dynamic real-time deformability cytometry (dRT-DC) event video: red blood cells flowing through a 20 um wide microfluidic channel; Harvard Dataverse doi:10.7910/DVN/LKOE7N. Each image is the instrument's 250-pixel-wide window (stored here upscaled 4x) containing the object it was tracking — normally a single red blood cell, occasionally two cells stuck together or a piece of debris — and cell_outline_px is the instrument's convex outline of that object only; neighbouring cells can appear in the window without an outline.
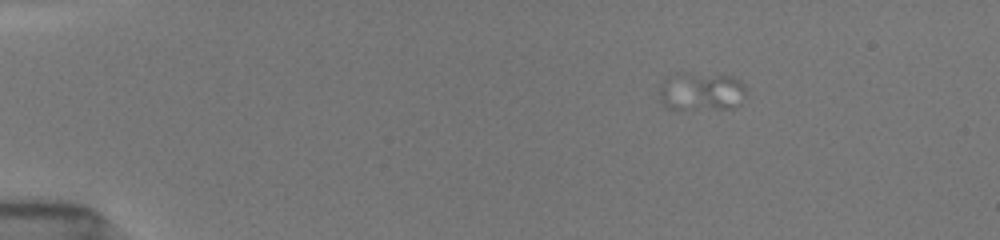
{"species": "common noctule bat (a hibernating species)", "species_latin": "Nyctalus noctula", "temperature_condition": "room temperature", "stored_images_in_passage": 13, "camera_frame_rate_fps": 3000, "um_per_image_px": 0.085, "animal": {"sex": "female", "body_mass_g": 19.5, "forearm_length_mm": 54.1}, "frame": {"image": 1, "passage_image": 1, "time_ms": 0.0, "image_size_px": [1000, 240], "cell_outline_px": [[744, 96], [740, 104], [736, 108], [716, 108], [708, 104], [684, 76], [684, 72], [688, 72], [732, 76], [740, 80], [744, 84]], "centroid_in_image_um": [61.01, 7.58], "position_along_channel_um": 24.0, "area_um2": 10.81}}
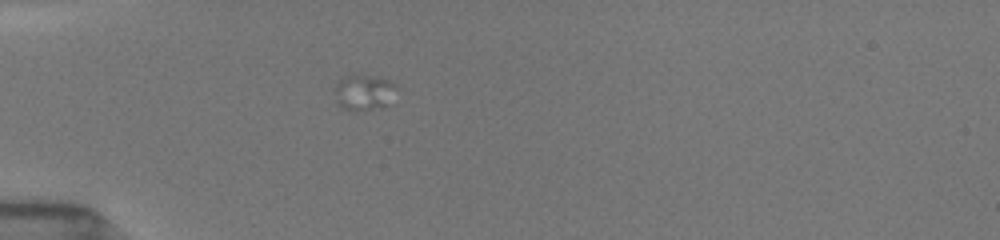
{"frame": {"image": 2, "passage_image": 10, "time_ms": 3.0, "image_size_px": [1000, 240], "cell_outline_px": [[396, 88], [388, 104], [372, 108], [352, 112], [336, 104], [336, 84], [344, 76], [352, 72], [380, 76], [396, 84]], "centroid_in_image_um": [30.9, 7.79], "position_along_channel_um": 54.1, "area_um2": 13.06}}